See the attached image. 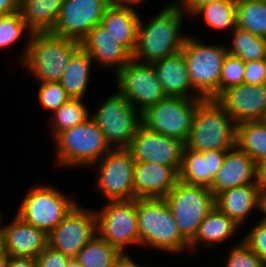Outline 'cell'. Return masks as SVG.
<instances>
[{
	"label": "cell",
	"instance_id": "48",
	"mask_svg": "<svg viewBox=\"0 0 266 267\" xmlns=\"http://www.w3.org/2000/svg\"><path fill=\"white\" fill-rule=\"evenodd\" d=\"M9 255L3 250H0V267H7Z\"/></svg>",
	"mask_w": 266,
	"mask_h": 267
},
{
	"label": "cell",
	"instance_id": "16",
	"mask_svg": "<svg viewBox=\"0 0 266 267\" xmlns=\"http://www.w3.org/2000/svg\"><path fill=\"white\" fill-rule=\"evenodd\" d=\"M184 147L183 141L153 132L141 124L127 149L135 162H153L179 170Z\"/></svg>",
	"mask_w": 266,
	"mask_h": 267
},
{
	"label": "cell",
	"instance_id": "7",
	"mask_svg": "<svg viewBox=\"0 0 266 267\" xmlns=\"http://www.w3.org/2000/svg\"><path fill=\"white\" fill-rule=\"evenodd\" d=\"M181 235L190 243L200 223L215 207V195L206 186L178 181L164 198Z\"/></svg>",
	"mask_w": 266,
	"mask_h": 267
},
{
	"label": "cell",
	"instance_id": "52",
	"mask_svg": "<svg viewBox=\"0 0 266 267\" xmlns=\"http://www.w3.org/2000/svg\"><path fill=\"white\" fill-rule=\"evenodd\" d=\"M262 121L266 124V111H265V114H264V116L262 118Z\"/></svg>",
	"mask_w": 266,
	"mask_h": 267
},
{
	"label": "cell",
	"instance_id": "32",
	"mask_svg": "<svg viewBox=\"0 0 266 267\" xmlns=\"http://www.w3.org/2000/svg\"><path fill=\"white\" fill-rule=\"evenodd\" d=\"M191 15L203 16L206 26L224 31L236 28V0H222L198 7ZM232 29V30H231Z\"/></svg>",
	"mask_w": 266,
	"mask_h": 267
},
{
	"label": "cell",
	"instance_id": "40",
	"mask_svg": "<svg viewBox=\"0 0 266 267\" xmlns=\"http://www.w3.org/2000/svg\"><path fill=\"white\" fill-rule=\"evenodd\" d=\"M70 256L47 245L35 258L36 267H66Z\"/></svg>",
	"mask_w": 266,
	"mask_h": 267
},
{
	"label": "cell",
	"instance_id": "51",
	"mask_svg": "<svg viewBox=\"0 0 266 267\" xmlns=\"http://www.w3.org/2000/svg\"><path fill=\"white\" fill-rule=\"evenodd\" d=\"M263 215L266 217V194H264Z\"/></svg>",
	"mask_w": 266,
	"mask_h": 267
},
{
	"label": "cell",
	"instance_id": "37",
	"mask_svg": "<svg viewBox=\"0 0 266 267\" xmlns=\"http://www.w3.org/2000/svg\"><path fill=\"white\" fill-rule=\"evenodd\" d=\"M40 84L38 100L47 110L55 111L71 99L60 82H41Z\"/></svg>",
	"mask_w": 266,
	"mask_h": 267
},
{
	"label": "cell",
	"instance_id": "4",
	"mask_svg": "<svg viewBox=\"0 0 266 267\" xmlns=\"http://www.w3.org/2000/svg\"><path fill=\"white\" fill-rule=\"evenodd\" d=\"M53 140L57 158L55 163L59 167H95L112 149L91 116L84 122L58 133Z\"/></svg>",
	"mask_w": 266,
	"mask_h": 267
},
{
	"label": "cell",
	"instance_id": "8",
	"mask_svg": "<svg viewBox=\"0 0 266 267\" xmlns=\"http://www.w3.org/2000/svg\"><path fill=\"white\" fill-rule=\"evenodd\" d=\"M74 200L53 185L36 184L26 192L16 215L48 235L78 203Z\"/></svg>",
	"mask_w": 266,
	"mask_h": 267
},
{
	"label": "cell",
	"instance_id": "20",
	"mask_svg": "<svg viewBox=\"0 0 266 267\" xmlns=\"http://www.w3.org/2000/svg\"><path fill=\"white\" fill-rule=\"evenodd\" d=\"M48 245V235L14 215L11 223L3 226L2 249L10 257L36 258Z\"/></svg>",
	"mask_w": 266,
	"mask_h": 267
},
{
	"label": "cell",
	"instance_id": "23",
	"mask_svg": "<svg viewBox=\"0 0 266 267\" xmlns=\"http://www.w3.org/2000/svg\"><path fill=\"white\" fill-rule=\"evenodd\" d=\"M227 150L194 151L186 146L182 154L179 180L190 185L210 187Z\"/></svg>",
	"mask_w": 266,
	"mask_h": 267
},
{
	"label": "cell",
	"instance_id": "5",
	"mask_svg": "<svg viewBox=\"0 0 266 267\" xmlns=\"http://www.w3.org/2000/svg\"><path fill=\"white\" fill-rule=\"evenodd\" d=\"M237 123L212 99L196 108L185 146L194 151L230 150L236 146Z\"/></svg>",
	"mask_w": 266,
	"mask_h": 267
},
{
	"label": "cell",
	"instance_id": "13",
	"mask_svg": "<svg viewBox=\"0 0 266 267\" xmlns=\"http://www.w3.org/2000/svg\"><path fill=\"white\" fill-rule=\"evenodd\" d=\"M114 75L117 91L140 113L166 97L152 64L132 59Z\"/></svg>",
	"mask_w": 266,
	"mask_h": 267
},
{
	"label": "cell",
	"instance_id": "25",
	"mask_svg": "<svg viewBox=\"0 0 266 267\" xmlns=\"http://www.w3.org/2000/svg\"><path fill=\"white\" fill-rule=\"evenodd\" d=\"M139 14L132 7L109 6L101 20V26L110 33L116 41L124 45L131 53L137 44Z\"/></svg>",
	"mask_w": 266,
	"mask_h": 267
},
{
	"label": "cell",
	"instance_id": "6",
	"mask_svg": "<svg viewBox=\"0 0 266 267\" xmlns=\"http://www.w3.org/2000/svg\"><path fill=\"white\" fill-rule=\"evenodd\" d=\"M181 51L194 92L204 100H215L220 95L222 65L228 54L226 46L207 44L189 35Z\"/></svg>",
	"mask_w": 266,
	"mask_h": 267
},
{
	"label": "cell",
	"instance_id": "21",
	"mask_svg": "<svg viewBox=\"0 0 266 267\" xmlns=\"http://www.w3.org/2000/svg\"><path fill=\"white\" fill-rule=\"evenodd\" d=\"M80 44L99 67H113L114 74L132 60V53L101 25L93 27Z\"/></svg>",
	"mask_w": 266,
	"mask_h": 267
},
{
	"label": "cell",
	"instance_id": "24",
	"mask_svg": "<svg viewBox=\"0 0 266 267\" xmlns=\"http://www.w3.org/2000/svg\"><path fill=\"white\" fill-rule=\"evenodd\" d=\"M152 65L166 96L203 99L193 91L182 51L155 61Z\"/></svg>",
	"mask_w": 266,
	"mask_h": 267
},
{
	"label": "cell",
	"instance_id": "43",
	"mask_svg": "<svg viewBox=\"0 0 266 267\" xmlns=\"http://www.w3.org/2000/svg\"><path fill=\"white\" fill-rule=\"evenodd\" d=\"M21 0H0V16L19 12Z\"/></svg>",
	"mask_w": 266,
	"mask_h": 267
},
{
	"label": "cell",
	"instance_id": "11",
	"mask_svg": "<svg viewBox=\"0 0 266 267\" xmlns=\"http://www.w3.org/2000/svg\"><path fill=\"white\" fill-rule=\"evenodd\" d=\"M94 211L97 234L122 254L127 253V245H140L136 199L107 201L103 209Z\"/></svg>",
	"mask_w": 266,
	"mask_h": 267
},
{
	"label": "cell",
	"instance_id": "41",
	"mask_svg": "<svg viewBox=\"0 0 266 267\" xmlns=\"http://www.w3.org/2000/svg\"><path fill=\"white\" fill-rule=\"evenodd\" d=\"M244 83L249 85L266 84V59L245 62Z\"/></svg>",
	"mask_w": 266,
	"mask_h": 267
},
{
	"label": "cell",
	"instance_id": "9",
	"mask_svg": "<svg viewBox=\"0 0 266 267\" xmlns=\"http://www.w3.org/2000/svg\"><path fill=\"white\" fill-rule=\"evenodd\" d=\"M203 100L166 96L141 113L142 125L185 143L191 131L195 110Z\"/></svg>",
	"mask_w": 266,
	"mask_h": 267
},
{
	"label": "cell",
	"instance_id": "12",
	"mask_svg": "<svg viewBox=\"0 0 266 267\" xmlns=\"http://www.w3.org/2000/svg\"><path fill=\"white\" fill-rule=\"evenodd\" d=\"M96 189L106 201L134 199L133 173L135 161L127 148L109 150L97 163Z\"/></svg>",
	"mask_w": 266,
	"mask_h": 267
},
{
	"label": "cell",
	"instance_id": "17",
	"mask_svg": "<svg viewBox=\"0 0 266 267\" xmlns=\"http://www.w3.org/2000/svg\"><path fill=\"white\" fill-rule=\"evenodd\" d=\"M215 101L237 124L262 120L266 111V84L242 83L223 91Z\"/></svg>",
	"mask_w": 266,
	"mask_h": 267
},
{
	"label": "cell",
	"instance_id": "38",
	"mask_svg": "<svg viewBox=\"0 0 266 267\" xmlns=\"http://www.w3.org/2000/svg\"><path fill=\"white\" fill-rule=\"evenodd\" d=\"M225 267H265L262 258L252 251L242 240L232 245Z\"/></svg>",
	"mask_w": 266,
	"mask_h": 267
},
{
	"label": "cell",
	"instance_id": "50",
	"mask_svg": "<svg viewBox=\"0 0 266 267\" xmlns=\"http://www.w3.org/2000/svg\"><path fill=\"white\" fill-rule=\"evenodd\" d=\"M2 213L0 212V250L2 249V235H3V226H1L2 221Z\"/></svg>",
	"mask_w": 266,
	"mask_h": 267
},
{
	"label": "cell",
	"instance_id": "30",
	"mask_svg": "<svg viewBox=\"0 0 266 267\" xmlns=\"http://www.w3.org/2000/svg\"><path fill=\"white\" fill-rule=\"evenodd\" d=\"M122 255L96 233L74 257L82 267H114Z\"/></svg>",
	"mask_w": 266,
	"mask_h": 267
},
{
	"label": "cell",
	"instance_id": "27",
	"mask_svg": "<svg viewBox=\"0 0 266 267\" xmlns=\"http://www.w3.org/2000/svg\"><path fill=\"white\" fill-rule=\"evenodd\" d=\"M64 0H21V15L31 32H51Z\"/></svg>",
	"mask_w": 266,
	"mask_h": 267
},
{
	"label": "cell",
	"instance_id": "39",
	"mask_svg": "<svg viewBox=\"0 0 266 267\" xmlns=\"http://www.w3.org/2000/svg\"><path fill=\"white\" fill-rule=\"evenodd\" d=\"M242 241L257 255H259L266 264V217L263 215Z\"/></svg>",
	"mask_w": 266,
	"mask_h": 267
},
{
	"label": "cell",
	"instance_id": "28",
	"mask_svg": "<svg viewBox=\"0 0 266 267\" xmlns=\"http://www.w3.org/2000/svg\"><path fill=\"white\" fill-rule=\"evenodd\" d=\"M92 63L91 56L82 48L70 59L59 81L70 98L83 99L89 85Z\"/></svg>",
	"mask_w": 266,
	"mask_h": 267
},
{
	"label": "cell",
	"instance_id": "47",
	"mask_svg": "<svg viewBox=\"0 0 266 267\" xmlns=\"http://www.w3.org/2000/svg\"><path fill=\"white\" fill-rule=\"evenodd\" d=\"M109 5L118 7H132L136 8V4L143 3L145 0H108ZM134 6V7H133Z\"/></svg>",
	"mask_w": 266,
	"mask_h": 267
},
{
	"label": "cell",
	"instance_id": "22",
	"mask_svg": "<svg viewBox=\"0 0 266 267\" xmlns=\"http://www.w3.org/2000/svg\"><path fill=\"white\" fill-rule=\"evenodd\" d=\"M263 205L264 194L259 182L225 190L215 197V206L240 226L248 220L253 209L263 213Z\"/></svg>",
	"mask_w": 266,
	"mask_h": 267
},
{
	"label": "cell",
	"instance_id": "44",
	"mask_svg": "<svg viewBox=\"0 0 266 267\" xmlns=\"http://www.w3.org/2000/svg\"><path fill=\"white\" fill-rule=\"evenodd\" d=\"M7 267H36V261L30 257H10Z\"/></svg>",
	"mask_w": 266,
	"mask_h": 267
},
{
	"label": "cell",
	"instance_id": "34",
	"mask_svg": "<svg viewBox=\"0 0 266 267\" xmlns=\"http://www.w3.org/2000/svg\"><path fill=\"white\" fill-rule=\"evenodd\" d=\"M51 120V131L53 138L60 132L72 128L90 117L87 106L82 99H70L54 112Z\"/></svg>",
	"mask_w": 266,
	"mask_h": 267
},
{
	"label": "cell",
	"instance_id": "2",
	"mask_svg": "<svg viewBox=\"0 0 266 267\" xmlns=\"http://www.w3.org/2000/svg\"><path fill=\"white\" fill-rule=\"evenodd\" d=\"M19 62L39 82H59L70 59L81 48L79 41L51 32H35L27 37Z\"/></svg>",
	"mask_w": 266,
	"mask_h": 267
},
{
	"label": "cell",
	"instance_id": "1",
	"mask_svg": "<svg viewBox=\"0 0 266 267\" xmlns=\"http://www.w3.org/2000/svg\"><path fill=\"white\" fill-rule=\"evenodd\" d=\"M167 4L147 24L140 17L137 44L132 53V59L137 62L152 64L181 51L188 36L180 32L185 13L172 1Z\"/></svg>",
	"mask_w": 266,
	"mask_h": 267
},
{
	"label": "cell",
	"instance_id": "29",
	"mask_svg": "<svg viewBox=\"0 0 266 267\" xmlns=\"http://www.w3.org/2000/svg\"><path fill=\"white\" fill-rule=\"evenodd\" d=\"M236 146L257 165L266 160V124L262 120L237 124Z\"/></svg>",
	"mask_w": 266,
	"mask_h": 267
},
{
	"label": "cell",
	"instance_id": "15",
	"mask_svg": "<svg viewBox=\"0 0 266 267\" xmlns=\"http://www.w3.org/2000/svg\"><path fill=\"white\" fill-rule=\"evenodd\" d=\"M108 0H64L51 33L81 42L89 31L101 24Z\"/></svg>",
	"mask_w": 266,
	"mask_h": 267
},
{
	"label": "cell",
	"instance_id": "3",
	"mask_svg": "<svg viewBox=\"0 0 266 267\" xmlns=\"http://www.w3.org/2000/svg\"><path fill=\"white\" fill-rule=\"evenodd\" d=\"M136 214L140 245L169 254L189 251V242L164 199L136 198Z\"/></svg>",
	"mask_w": 266,
	"mask_h": 267
},
{
	"label": "cell",
	"instance_id": "18",
	"mask_svg": "<svg viewBox=\"0 0 266 267\" xmlns=\"http://www.w3.org/2000/svg\"><path fill=\"white\" fill-rule=\"evenodd\" d=\"M179 181V170L153 162H135L134 199H164Z\"/></svg>",
	"mask_w": 266,
	"mask_h": 267
},
{
	"label": "cell",
	"instance_id": "36",
	"mask_svg": "<svg viewBox=\"0 0 266 267\" xmlns=\"http://www.w3.org/2000/svg\"><path fill=\"white\" fill-rule=\"evenodd\" d=\"M245 62L238 57L227 54L220 76V94L228 88L244 83Z\"/></svg>",
	"mask_w": 266,
	"mask_h": 267
},
{
	"label": "cell",
	"instance_id": "49",
	"mask_svg": "<svg viewBox=\"0 0 266 267\" xmlns=\"http://www.w3.org/2000/svg\"><path fill=\"white\" fill-rule=\"evenodd\" d=\"M66 267H82V266L77 262L75 257H70Z\"/></svg>",
	"mask_w": 266,
	"mask_h": 267
},
{
	"label": "cell",
	"instance_id": "45",
	"mask_svg": "<svg viewBox=\"0 0 266 267\" xmlns=\"http://www.w3.org/2000/svg\"><path fill=\"white\" fill-rule=\"evenodd\" d=\"M128 255V253L123 254L122 257L115 263L114 267H144L139 263L137 264L134 262L133 259Z\"/></svg>",
	"mask_w": 266,
	"mask_h": 267
},
{
	"label": "cell",
	"instance_id": "42",
	"mask_svg": "<svg viewBox=\"0 0 266 267\" xmlns=\"http://www.w3.org/2000/svg\"><path fill=\"white\" fill-rule=\"evenodd\" d=\"M218 1L222 0H179V1H173L172 3L187 15L188 14L191 15L198 7Z\"/></svg>",
	"mask_w": 266,
	"mask_h": 267
},
{
	"label": "cell",
	"instance_id": "14",
	"mask_svg": "<svg viewBox=\"0 0 266 267\" xmlns=\"http://www.w3.org/2000/svg\"><path fill=\"white\" fill-rule=\"evenodd\" d=\"M76 204L48 234V245L74 257L97 233L95 211Z\"/></svg>",
	"mask_w": 266,
	"mask_h": 267
},
{
	"label": "cell",
	"instance_id": "19",
	"mask_svg": "<svg viewBox=\"0 0 266 267\" xmlns=\"http://www.w3.org/2000/svg\"><path fill=\"white\" fill-rule=\"evenodd\" d=\"M253 182H258V165L250 155L235 146L226 151L209 189L216 197L225 190Z\"/></svg>",
	"mask_w": 266,
	"mask_h": 267
},
{
	"label": "cell",
	"instance_id": "35",
	"mask_svg": "<svg viewBox=\"0 0 266 267\" xmlns=\"http://www.w3.org/2000/svg\"><path fill=\"white\" fill-rule=\"evenodd\" d=\"M23 33H27L26 36H31L33 32L27 27L20 11L0 16V48L12 46L20 40Z\"/></svg>",
	"mask_w": 266,
	"mask_h": 267
},
{
	"label": "cell",
	"instance_id": "10",
	"mask_svg": "<svg viewBox=\"0 0 266 267\" xmlns=\"http://www.w3.org/2000/svg\"><path fill=\"white\" fill-rule=\"evenodd\" d=\"M90 116L112 149L128 148L142 124L141 113L118 91L106 98Z\"/></svg>",
	"mask_w": 266,
	"mask_h": 267
},
{
	"label": "cell",
	"instance_id": "31",
	"mask_svg": "<svg viewBox=\"0 0 266 267\" xmlns=\"http://www.w3.org/2000/svg\"><path fill=\"white\" fill-rule=\"evenodd\" d=\"M236 27L266 38V2L236 0Z\"/></svg>",
	"mask_w": 266,
	"mask_h": 267
},
{
	"label": "cell",
	"instance_id": "26",
	"mask_svg": "<svg viewBox=\"0 0 266 267\" xmlns=\"http://www.w3.org/2000/svg\"><path fill=\"white\" fill-rule=\"evenodd\" d=\"M239 228L242 227L215 206L200 223L194 239L189 243V252L194 251L198 243L205 248L220 245L235 236Z\"/></svg>",
	"mask_w": 266,
	"mask_h": 267
},
{
	"label": "cell",
	"instance_id": "46",
	"mask_svg": "<svg viewBox=\"0 0 266 267\" xmlns=\"http://www.w3.org/2000/svg\"><path fill=\"white\" fill-rule=\"evenodd\" d=\"M258 182L263 194H266V160L258 165Z\"/></svg>",
	"mask_w": 266,
	"mask_h": 267
},
{
	"label": "cell",
	"instance_id": "33",
	"mask_svg": "<svg viewBox=\"0 0 266 267\" xmlns=\"http://www.w3.org/2000/svg\"><path fill=\"white\" fill-rule=\"evenodd\" d=\"M232 45L227 46L228 54L244 62L266 59V38L236 27L232 31Z\"/></svg>",
	"mask_w": 266,
	"mask_h": 267
}]
</instances>
